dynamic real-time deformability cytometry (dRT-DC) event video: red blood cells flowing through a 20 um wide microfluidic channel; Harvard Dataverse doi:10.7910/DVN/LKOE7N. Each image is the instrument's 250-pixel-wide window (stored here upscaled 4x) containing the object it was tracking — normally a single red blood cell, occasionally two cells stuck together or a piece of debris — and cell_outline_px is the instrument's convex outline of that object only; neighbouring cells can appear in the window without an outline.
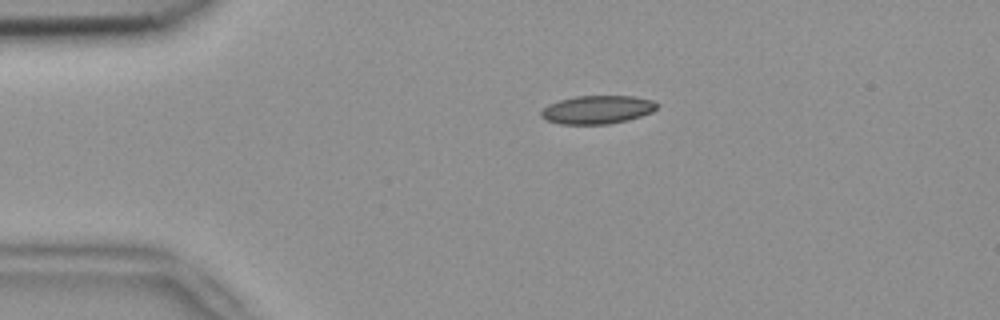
{"species": "common noctule bat (a hibernating species)", "species_latin": "Nyctalus noctula", "temperature_condition": "room temperature", "stored_images_in_passage": 2, "camera_frame_rate_fps": 3000, "um_per_image_px": 0.085, "animal": {"sex": "female", "body_mass_g": 18.4}, "frame": {"image": 1, "passage_image": 1, "time_ms": 0.0, "image_size_px": [1000, 320], "cell_outline_px": [[660, 104], [652, 112], [628, 120], [608, 124], [560, 124], [544, 120], [540, 116], [540, 112], [548, 104], [560, 100], [576, 96], [632, 96], [652, 100]], "centroid_in_image_um": [50.75, 9.32], "position_along_channel_um": 34.2, "area_um2": 19.19}}